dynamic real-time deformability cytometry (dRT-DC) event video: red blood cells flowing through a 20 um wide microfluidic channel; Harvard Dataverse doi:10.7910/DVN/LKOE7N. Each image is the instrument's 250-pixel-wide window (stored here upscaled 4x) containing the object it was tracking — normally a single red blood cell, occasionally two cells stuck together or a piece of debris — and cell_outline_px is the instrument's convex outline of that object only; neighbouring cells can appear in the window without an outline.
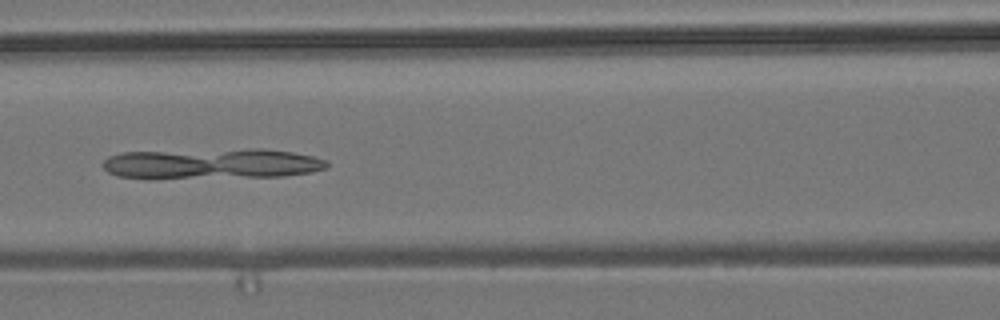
{"species": "common noctule bat (a hibernating species)", "species_latin": "Nyctalus noctula", "temperature_condition": "room temperature", "stored_images_in_passage": 7, "camera_frame_rate_fps": 3000, "um_per_image_px": 0.085, "animal": {"sex": "male", "body_mass_g": 19.2, "forearm_length_mm": 51.8}, "frame": {"image": 1, "passage_image": 7, "time_ms": 2.0, "image_size_px": [1000, 320], "cell_outline_px": [[328, 164], [324, 168], [312, 172], [284, 176], [116, 176], [108, 172], [104, 168], [104, 160], [108, 156], [120, 152], [248, 148], [264, 148], [292, 152], [312, 156], [328, 160]], "centroid_in_image_um": [18.08, 13.86], "position_along_channel_um": 148.5, "area_um2": 38.73}}